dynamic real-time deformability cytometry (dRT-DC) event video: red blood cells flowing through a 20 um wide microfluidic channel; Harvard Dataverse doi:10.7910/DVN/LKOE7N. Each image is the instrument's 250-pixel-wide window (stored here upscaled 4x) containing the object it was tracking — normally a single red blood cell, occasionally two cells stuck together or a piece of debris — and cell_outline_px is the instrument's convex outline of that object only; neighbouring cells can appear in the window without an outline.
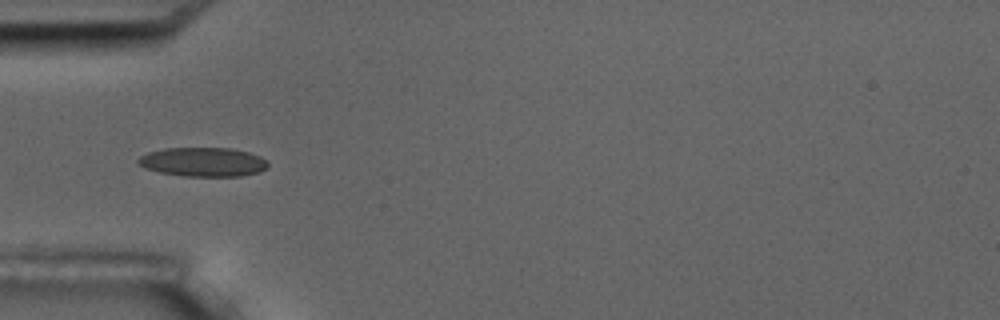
{"species": "common noctule bat (a hibernating species)", "species_latin": "Nyctalus noctula", "temperature_condition": "room temperature", "stored_images_in_passage": 16, "camera_frame_rate_fps": 3000, "um_per_image_px": 0.085, "animal": {"sex": "male", "body_mass_g": 17.5, "forearm_length_mm": 52.3}, "frame": {"image": 1, "passage_image": 5, "time_ms": 5.333, "image_size_px": [1000, 320], "cell_outline_px": [[268, 164], [260, 172], [240, 176], [184, 176], [160, 172], [144, 168], [136, 160], [140, 156], [148, 152], [164, 148], [232, 148], [248, 152], [260, 156], [268, 160]], "centroid_in_image_um": [17.26, 13.76], "position_along_channel_um": 67.7, "area_um2": 22.02}}
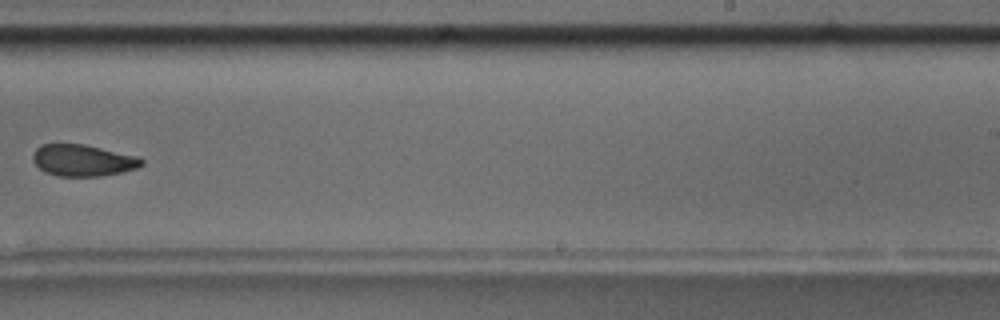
{"frame": {"image": 2, "passage_image": 10, "time_ms": 11.333, "image_size_px": [1000, 320], "cell_outline_px": [[144, 164], [136, 168], [120, 172], [100, 176], [60, 176], [44, 172], [32, 160], [32, 156], [36, 148], [40, 144], [84, 144], [136, 156], [144, 160]], "centroid_in_image_um": [7.02, 13.63], "position_along_channel_um": 282.0, "area_um2": 19.88}, "authors_computed_cell_mechanics": {"area_um2": 20.9814, "velocity_mm_per_s": 3.5861, "shape_relaxation_time_tau1_ms": 3.6304, "shape_relaxation_time_tau2_ms": 2.0973, "deformation_change_tau1": 0.1038, "deformation_change_tau2": 0.0753}}